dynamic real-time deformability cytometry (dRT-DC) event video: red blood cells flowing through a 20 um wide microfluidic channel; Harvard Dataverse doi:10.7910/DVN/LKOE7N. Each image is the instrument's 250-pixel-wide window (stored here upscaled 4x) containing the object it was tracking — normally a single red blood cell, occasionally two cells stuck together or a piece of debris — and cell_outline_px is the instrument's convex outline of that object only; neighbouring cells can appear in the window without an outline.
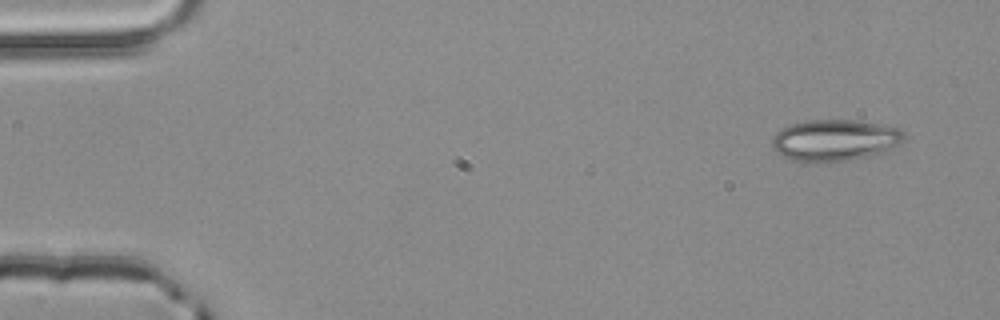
{"species": "common noctule bat (a hibernating species)", "species_latin": "Nyctalus noctula", "temperature_condition": "room temperature", "stored_images_in_passage": 4, "camera_frame_rate_fps": 3000, "um_per_image_px": 0.085, "animal": {"sex": "male", "body_mass_g": 20.4}, "frame": {"image": 1, "passage_image": 1, "time_ms": 0.0, "image_size_px": [1000, 320], "cell_outline_px": [[904, 140], [900, 144], [884, 152], [868, 156], [848, 160], [792, 160], [776, 152], [772, 148], [772, 136], [780, 128], [788, 124], [808, 120], [856, 120], [900, 128], [904, 132]], "centroid_in_image_um": [70.95, 11.88], "position_along_channel_um": 14.0, "area_um2": 31.62}}